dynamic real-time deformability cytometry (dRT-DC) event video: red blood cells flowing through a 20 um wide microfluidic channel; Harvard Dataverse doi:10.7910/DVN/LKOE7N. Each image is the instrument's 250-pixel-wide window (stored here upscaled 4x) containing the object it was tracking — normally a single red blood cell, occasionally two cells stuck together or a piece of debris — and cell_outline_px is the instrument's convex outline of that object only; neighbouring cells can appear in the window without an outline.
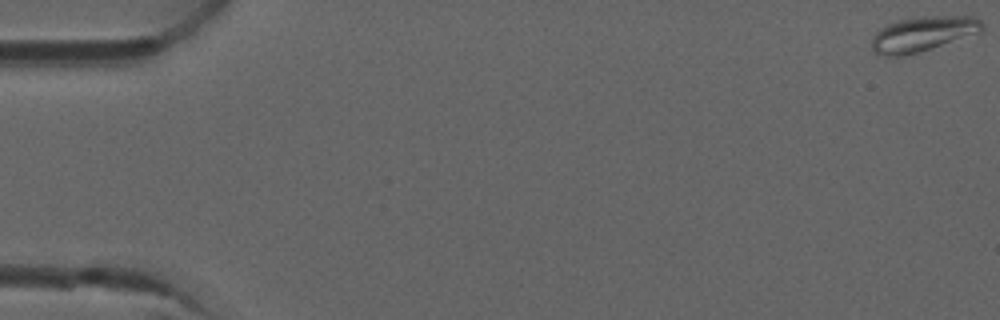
{"species": "common noctule bat (a hibernating species)", "species_latin": "Nyctalus noctula", "temperature_condition": "room temperature", "stored_images_in_passage": 6, "camera_frame_rate_fps": 3000, "um_per_image_px": 0.085, "animal": {"sex": "male", "forearm_length_mm": 52.5}, "frame": {"image": 1, "passage_image": 6, "time_ms": 1.667, "image_size_px": [1000, 320], "cell_outline_px": [[984, 28], [980, 32], [920, 52], [904, 56], [884, 56], [876, 52], [872, 48], [872, 36], [884, 24], [900, 20], [920, 16], [972, 16], [980, 20], [984, 24]], "centroid_in_image_um": [78.42, 2.88], "position_along_channel_um": 6.6, "area_um2": 22.54}}